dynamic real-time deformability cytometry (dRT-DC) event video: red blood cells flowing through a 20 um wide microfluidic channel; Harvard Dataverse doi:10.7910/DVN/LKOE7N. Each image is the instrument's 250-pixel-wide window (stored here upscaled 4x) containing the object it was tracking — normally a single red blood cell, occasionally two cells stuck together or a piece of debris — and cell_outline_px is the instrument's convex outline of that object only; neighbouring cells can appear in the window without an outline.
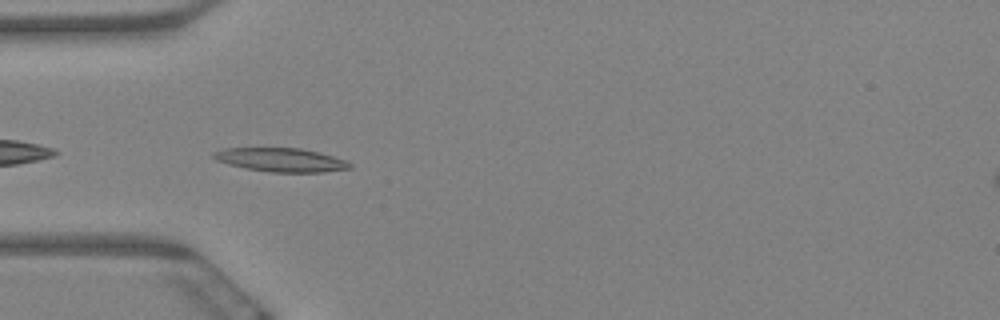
{"species": "Egyptian fruit bat (a non-hibernating species)", "species_latin": "Rousettus aegyptiacus", "temperature_condition": "warm", "stored_images_in_passage": 6, "camera_frame_rate_fps": 3000, "um_per_image_px": 0.085, "animal": {"sex": "female"}, "frame": {"image": 1, "passage_image": 6, "time_ms": 1.667, "image_size_px": [1000, 320], "cell_outline_px": [[352, 168], [324, 172], [268, 172], [244, 168], [228, 164], [216, 160], [212, 156], [212, 152], [224, 148], [300, 148], [320, 152], [344, 160], [352, 164]], "centroid_in_image_um": [23.86, 13.59], "position_along_channel_um": 61.1, "area_um2": 18.9}}